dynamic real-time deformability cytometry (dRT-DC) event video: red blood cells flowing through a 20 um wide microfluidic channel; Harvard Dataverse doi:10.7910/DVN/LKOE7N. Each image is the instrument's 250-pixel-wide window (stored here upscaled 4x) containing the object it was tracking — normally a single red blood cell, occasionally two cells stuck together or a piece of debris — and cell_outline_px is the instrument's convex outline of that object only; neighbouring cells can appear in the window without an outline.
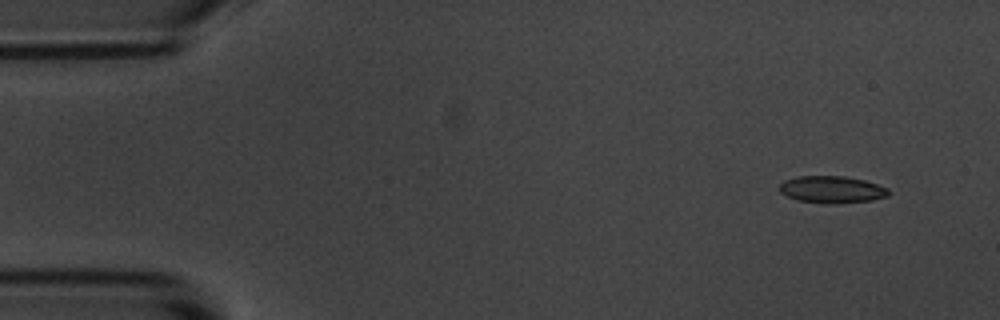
{"species": "common noctule bat (a hibernating species)", "species_latin": "Nyctalus noctula", "temperature_condition": "room temperature", "stored_images_in_passage": 4, "camera_frame_rate_fps": 3000, "um_per_image_px": 0.085, "animal": {"sex": "male", "body_mass_g": 20.1, "forearm_length_mm": 53.5}, "frame": {"image": 1, "passage_image": 1, "time_ms": 0.0, "image_size_px": [1000, 320], "cell_outline_px": [[888, 196], [872, 200], [836, 204], [824, 204], [800, 200], [788, 196], [780, 192], [780, 184], [784, 180], [796, 176], [844, 176], [864, 180], [888, 188]], "centroid_in_image_um": [70.7, 16.11], "position_along_channel_um": 14.3, "area_um2": 17.17}}
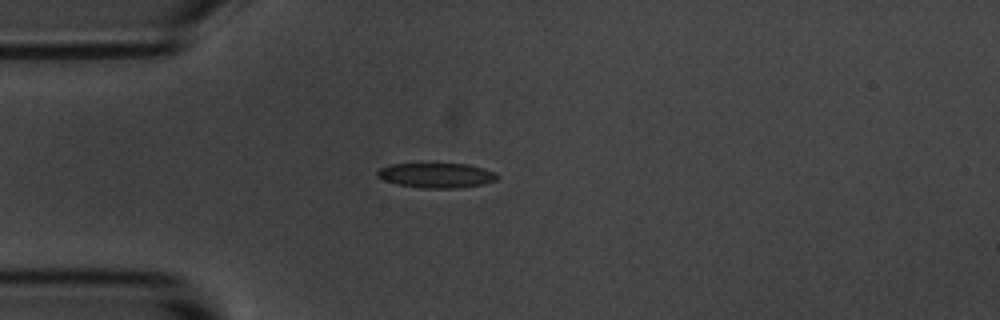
{"frame": {"image": 2, "passage_image": 4, "time_ms": 3.333, "image_size_px": [1000, 320], "cell_outline_px": [[500, 176], [496, 180], [484, 184], [456, 188], [424, 188], [396, 184], [384, 180], [376, 176], [376, 172], [380, 168], [392, 164], [468, 164], [484, 168], [496, 172]], "centroid_in_image_um": [37.12, 14.9], "position_along_channel_um": 47.9, "area_um2": 17.4}}